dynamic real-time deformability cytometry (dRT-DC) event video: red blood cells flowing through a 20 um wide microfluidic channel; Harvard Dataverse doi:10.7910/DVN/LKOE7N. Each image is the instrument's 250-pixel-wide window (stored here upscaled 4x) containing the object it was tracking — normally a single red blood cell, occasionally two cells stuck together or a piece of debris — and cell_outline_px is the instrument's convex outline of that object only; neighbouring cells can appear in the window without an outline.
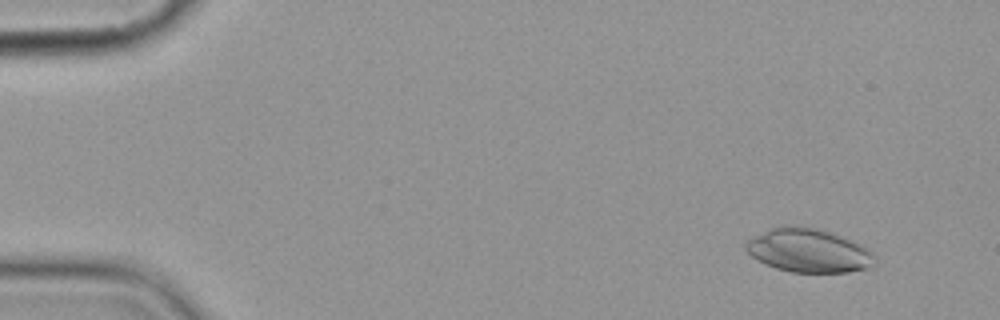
{"species": "common noctule bat (a hibernating species)", "species_latin": "Nyctalus noctula", "temperature_condition": "cold", "stored_images_in_passage": 5, "camera_frame_rate_fps": 3000, "um_per_image_px": 0.085, "animal": {"sex": "female", "body_mass_g": 19.9}, "frame": {"image": 1, "passage_image": 2, "time_ms": 1.0, "image_size_px": [1000, 320], "cell_outline_px": [[876, 264], [868, 268], [848, 272], [792, 272], [776, 268], [764, 264], [752, 256], [744, 248], [744, 244], [748, 240], [772, 228], [784, 224], [812, 228], [828, 232], [840, 236], [860, 244], [872, 252]], "centroid_in_image_um": [68.71, 21.31], "position_along_channel_um": 16.3, "area_um2": 32.43}}